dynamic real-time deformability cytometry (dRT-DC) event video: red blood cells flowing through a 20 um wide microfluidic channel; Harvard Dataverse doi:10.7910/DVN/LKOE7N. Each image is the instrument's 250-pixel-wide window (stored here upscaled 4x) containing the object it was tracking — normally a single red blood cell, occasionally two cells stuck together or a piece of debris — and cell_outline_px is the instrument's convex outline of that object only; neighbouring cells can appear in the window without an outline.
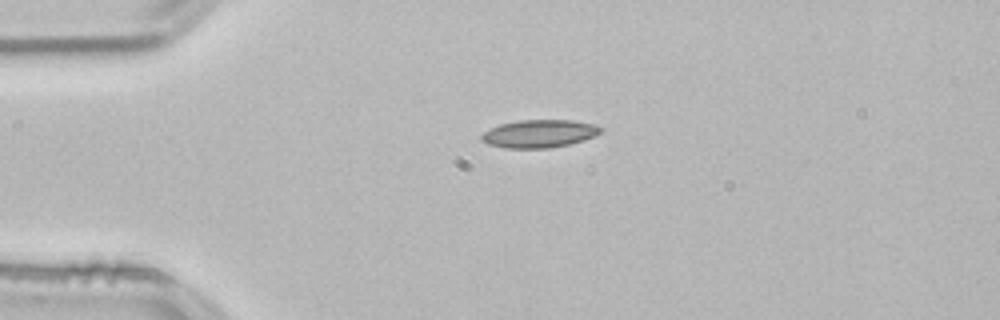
{"species": "common noctule bat (a hibernating species)", "species_latin": "Nyctalus noctula", "temperature_condition": "room temperature", "stored_images_in_passage": 42, "camera_frame_rate_fps": 3000, "um_per_image_px": 0.085, "animal": {"sex": "male", "body_mass_g": 21.5, "forearm_length_mm": 52.0}, "frame": {"image": 1, "passage_image": 1, "time_ms": 0.0, "image_size_px": [1000, 320], "cell_outline_px": [[604, 128], [600, 132], [584, 140], [568, 144], [548, 148], [504, 148], [488, 144], [480, 140], [480, 136], [484, 132], [500, 124], [520, 120], [572, 120], [592, 124]], "centroid_in_image_um": [45.8, 11.36], "position_along_channel_um": 39.2, "area_um2": 19.19}}
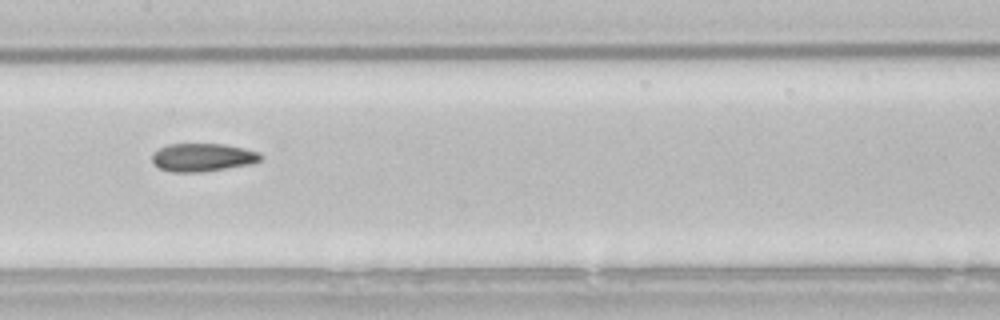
{"frame": {"image": 2, "passage_image": 15, "time_ms": 4.667, "image_size_px": [1000, 320], "cell_outline_px": [[264, 156], [260, 160], [252, 164], [204, 172], [172, 172], [160, 168], [152, 164], [152, 152], [168, 144], [224, 144], [244, 148], [260, 152]], "centroid_in_image_um": [17.23, 13.38], "position_along_channel_um": 190.2, "area_um2": 18.03}}
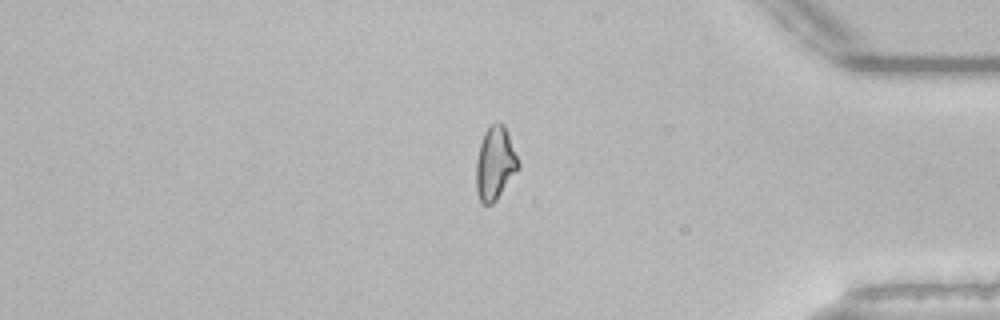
{"frame": {"image": 3, "passage_image": 33, "time_ms": 10.667, "image_size_px": [1000, 320], "cell_outline_px": [[520, 168], [496, 200], [492, 204], [480, 204], [476, 192], [476, 160], [480, 144], [484, 132], [496, 120], [504, 124], [520, 164]], "centroid_in_image_um": [42.07, 13.9], "position_along_channel_um": 393.1, "area_um2": 18.15}, "authors_computed_cell_mechanics": {"area_um2": 18.0336, "velocity_mm_per_s": 3.845, "shape_relaxation_time_tau1_ms": 11.0291, "shape_relaxation_time_tau2_ms": 4.9162, "deformation_change_tau1": 0.2153, "deformation_change_tau2": 0.1192}}